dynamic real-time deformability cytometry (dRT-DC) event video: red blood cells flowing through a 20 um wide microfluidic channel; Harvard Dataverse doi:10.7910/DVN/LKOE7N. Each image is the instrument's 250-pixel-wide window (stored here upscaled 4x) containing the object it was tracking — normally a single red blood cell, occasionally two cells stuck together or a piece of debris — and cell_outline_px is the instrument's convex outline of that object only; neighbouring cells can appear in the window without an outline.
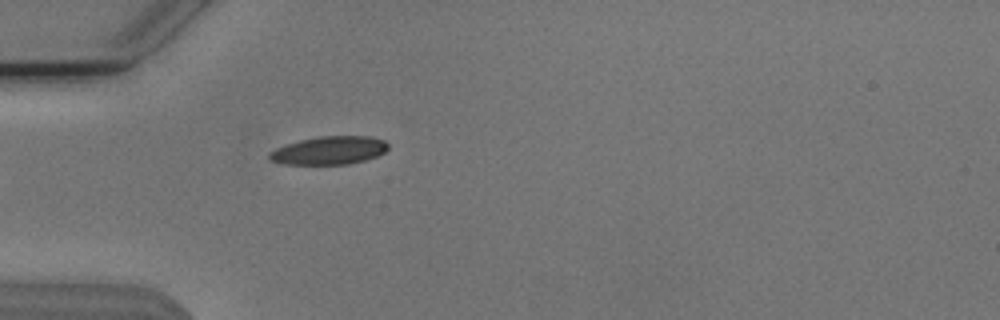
{"species": "Egyptian fruit bat (a non-hibernating species)", "species_latin": "Rousettus aegyptiacus", "temperature_condition": "cold", "stored_images_in_passage": 25, "camera_frame_rate_fps": 3000, "um_per_image_px": 0.085, "animal": {"sex": "male"}, "frame": {"image": 1, "passage_image": 2, "time_ms": 0.333, "image_size_px": [1000, 320], "cell_outline_px": [[388, 148], [384, 152], [376, 156], [364, 160], [348, 164], [284, 164], [268, 160], [268, 152], [276, 148], [300, 140], [320, 136], [372, 136], [384, 140], [388, 144]], "centroid_in_image_um": [27.97, 12.78], "position_along_channel_um": 57.0, "area_um2": 19.48}}
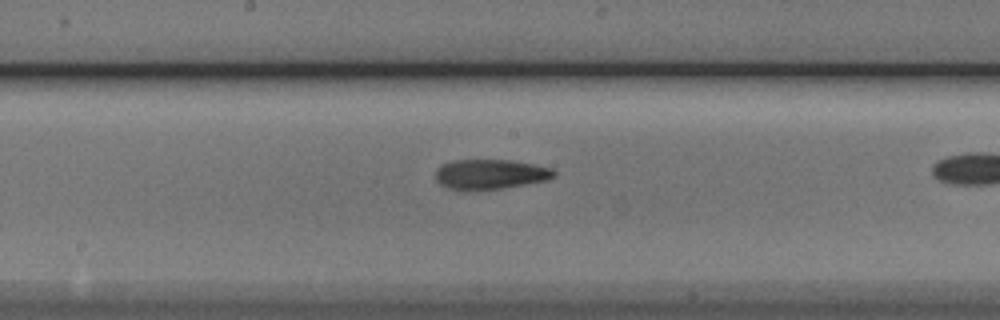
{"frame": {"image": 2, "passage_image": 11, "time_ms": 3.333, "image_size_px": [1000, 320], "cell_outline_px": [[556, 176], [544, 180], [524, 184], [500, 188], [448, 188], [440, 184], [436, 180], [436, 168], [440, 164], [452, 160], [512, 160], [552, 168], [556, 172]], "centroid_in_image_um": [41.66, 14.77], "position_along_channel_um": 206.5, "area_um2": 20.11}}
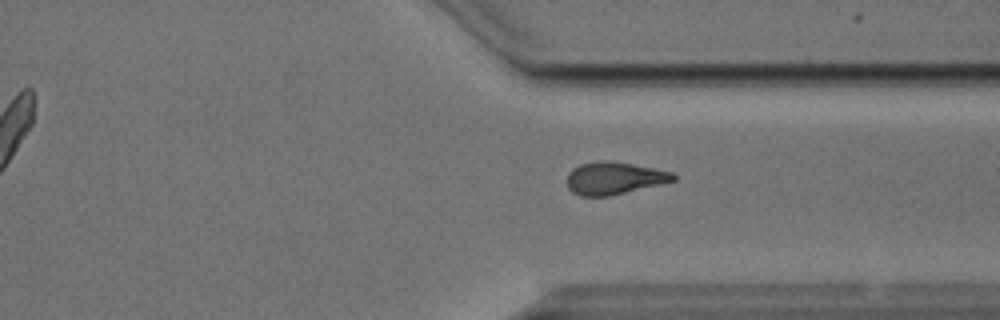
{"frame": {"image": 3, "passage_image": 23, "time_ms": 7.333, "image_size_px": [1000, 320], "cell_outline_px": [[676, 180], [608, 196], [580, 196], [572, 192], [568, 188], [568, 172], [572, 168], [580, 164], [596, 160], [612, 160], [672, 172], [676, 176]], "centroid_in_image_um": [52.16, 15.13], "position_along_channel_um": 359.2, "area_um2": 20.0}}